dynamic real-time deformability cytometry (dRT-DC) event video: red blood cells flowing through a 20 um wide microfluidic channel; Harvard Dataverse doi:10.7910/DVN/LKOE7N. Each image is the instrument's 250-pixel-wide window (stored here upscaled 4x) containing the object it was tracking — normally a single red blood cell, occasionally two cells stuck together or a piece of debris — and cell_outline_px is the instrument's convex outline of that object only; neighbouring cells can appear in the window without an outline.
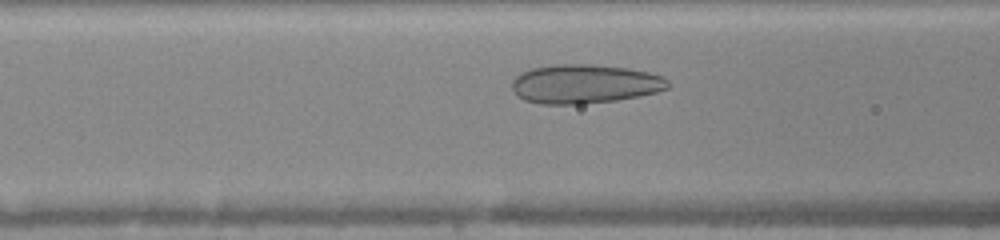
{"species": "human", "species_latin": "Homo sapiens", "temperature_condition": "warm", "stored_images_in_passage": 32, "camera_frame_rate_fps": 3000, "um_per_image_px": 0.085, "donor": {"sex": "female"}, "frame": {"image": 1, "passage_image": 9, "time_ms": 2.667, "image_size_px": [1000, 240], "cell_outline_px": [[668, 88], [656, 92], [616, 100], [580, 104], [540, 104], [524, 100], [512, 88], [512, 80], [520, 72], [532, 68], [556, 64], [588, 64], [628, 68], [648, 72], [664, 76], [668, 80]], "centroid_in_image_um": [49.69, 7.13], "position_along_channel_um": 116.9, "area_um2": 35.37}}
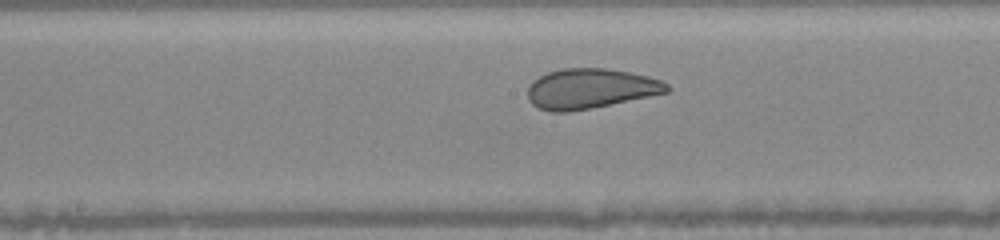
{"frame": {"image": 2, "passage_image": 15, "time_ms": 4.667, "image_size_px": [1000, 240], "cell_outline_px": [[672, 88], [668, 92], [568, 112], [552, 112], [540, 108], [532, 104], [528, 100], [528, 88], [532, 80], [548, 72], [564, 68], [608, 68], [648, 76], [660, 80], [668, 84]], "centroid_in_image_um": [50.16, 7.52], "position_along_channel_um": 198.0, "area_um2": 32.14}}
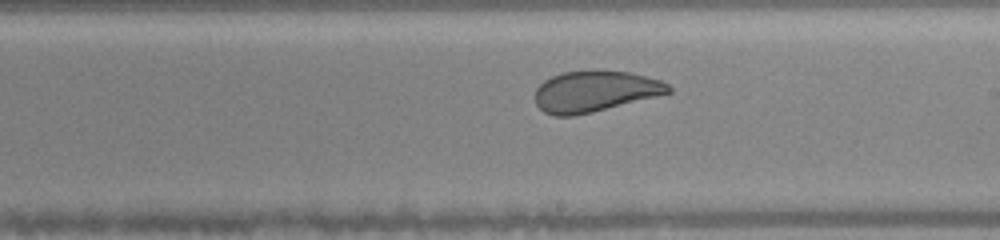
{"frame": {"image": 3, "passage_image": 18, "time_ms": 5.667, "image_size_px": [1000, 240], "cell_outline_px": [[672, 92], [576, 116], [552, 116], [544, 112], [536, 104], [536, 88], [544, 80], [552, 76], [564, 72], [628, 72], [660, 80], [668, 84], [672, 88]], "centroid_in_image_um": [50.54, 7.79], "position_along_channel_um": 238.5, "area_um2": 31.21}, "authors_computed_cell_mechanics": {"area_um2": 34.8823, "velocity_mm_per_s": 4.0571, "shape_relaxation_time_tau1_ms": 6.9468, "shape_relaxation_time_tau2_ms": null, "deformation_change_tau1": 0.1803, "deformation_change_tau2": null}}